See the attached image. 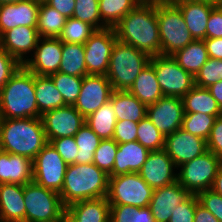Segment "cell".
Instances as JSON below:
<instances>
[{
  "label": "cell",
  "mask_w": 222,
  "mask_h": 222,
  "mask_svg": "<svg viewBox=\"0 0 222 222\" xmlns=\"http://www.w3.org/2000/svg\"><path fill=\"white\" fill-rule=\"evenodd\" d=\"M117 40L134 46L149 57L161 55L155 3H139L114 27Z\"/></svg>",
  "instance_id": "1"
},
{
  "label": "cell",
  "mask_w": 222,
  "mask_h": 222,
  "mask_svg": "<svg viewBox=\"0 0 222 222\" xmlns=\"http://www.w3.org/2000/svg\"><path fill=\"white\" fill-rule=\"evenodd\" d=\"M38 118L35 74L21 65L0 89V119Z\"/></svg>",
  "instance_id": "2"
},
{
  "label": "cell",
  "mask_w": 222,
  "mask_h": 222,
  "mask_svg": "<svg viewBox=\"0 0 222 222\" xmlns=\"http://www.w3.org/2000/svg\"><path fill=\"white\" fill-rule=\"evenodd\" d=\"M3 151L34 160L48 143L41 118L0 119Z\"/></svg>",
  "instance_id": "3"
},
{
  "label": "cell",
  "mask_w": 222,
  "mask_h": 222,
  "mask_svg": "<svg viewBox=\"0 0 222 222\" xmlns=\"http://www.w3.org/2000/svg\"><path fill=\"white\" fill-rule=\"evenodd\" d=\"M109 175L94 163L67 166L60 194L62 204L107 197Z\"/></svg>",
  "instance_id": "4"
},
{
  "label": "cell",
  "mask_w": 222,
  "mask_h": 222,
  "mask_svg": "<svg viewBox=\"0 0 222 222\" xmlns=\"http://www.w3.org/2000/svg\"><path fill=\"white\" fill-rule=\"evenodd\" d=\"M150 58L134 46L117 40L106 74L113 90H129L137 76L149 64Z\"/></svg>",
  "instance_id": "5"
},
{
  "label": "cell",
  "mask_w": 222,
  "mask_h": 222,
  "mask_svg": "<svg viewBox=\"0 0 222 222\" xmlns=\"http://www.w3.org/2000/svg\"><path fill=\"white\" fill-rule=\"evenodd\" d=\"M161 55L172 56L194 39L180 9L174 3H156Z\"/></svg>",
  "instance_id": "6"
},
{
  "label": "cell",
  "mask_w": 222,
  "mask_h": 222,
  "mask_svg": "<svg viewBox=\"0 0 222 222\" xmlns=\"http://www.w3.org/2000/svg\"><path fill=\"white\" fill-rule=\"evenodd\" d=\"M25 222H50L65 210L60 194L31 181L23 185Z\"/></svg>",
  "instance_id": "7"
},
{
  "label": "cell",
  "mask_w": 222,
  "mask_h": 222,
  "mask_svg": "<svg viewBox=\"0 0 222 222\" xmlns=\"http://www.w3.org/2000/svg\"><path fill=\"white\" fill-rule=\"evenodd\" d=\"M221 166V158L207 150L177 168V181L190 194H198L212 188Z\"/></svg>",
  "instance_id": "8"
},
{
  "label": "cell",
  "mask_w": 222,
  "mask_h": 222,
  "mask_svg": "<svg viewBox=\"0 0 222 222\" xmlns=\"http://www.w3.org/2000/svg\"><path fill=\"white\" fill-rule=\"evenodd\" d=\"M153 189L139 173H128L109 177L107 200L110 205L148 207Z\"/></svg>",
  "instance_id": "9"
},
{
  "label": "cell",
  "mask_w": 222,
  "mask_h": 222,
  "mask_svg": "<svg viewBox=\"0 0 222 222\" xmlns=\"http://www.w3.org/2000/svg\"><path fill=\"white\" fill-rule=\"evenodd\" d=\"M155 70L164 96L182 98L194 86V77L185 71L172 56L157 55L149 62Z\"/></svg>",
  "instance_id": "10"
},
{
  "label": "cell",
  "mask_w": 222,
  "mask_h": 222,
  "mask_svg": "<svg viewBox=\"0 0 222 222\" xmlns=\"http://www.w3.org/2000/svg\"><path fill=\"white\" fill-rule=\"evenodd\" d=\"M67 166L60 154L48 142L33 160V181L60 193Z\"/></svg>",
  "instance_id": "11"
},
{
  "label": "cell",
  "mask_w": 222,
  "mask_h": 222,
  "mask_svg": "<svg viewBox=\"0 0 222 222\" xmlns=\"http://www.w3.org/2000/svg\"><path fill=\"white\" fill-rule=\"evenodd\" d=\"M117 41L114 28L96 30L84 43L87 75H105Z\"/></svg>",
  "instance_id": "12"
},
{
  "label": "cell",
  "mask_w": 222,
  "mask_h": 222,
  "mask_svg": "<svg viewBox=\"0 0 222 222\" xmlns=\"http://www.w3.org/2000/svg\"><path fill=\"white\" fill-rule=\"evenodd\" d=\"M48 142L61 137H74L85 124V118L73 105H66L41 115Z\"/></svg>",
  "instance_id": "13"
},
{
  "label": "cell",
  "mask_w": 222,
  "mask_h": 222,
  "mask_svg": "<svg viewBox=\"0 0 222 222\" xmlns=\"http://www.w3.org/2000/svg\"><path fill=\"white\" fill-rule=\"evenodd\" d=\"M113 88L105 75L83 77L80 94L74 103L75 109L86 118L110 100Z\"/></svg>",
  "instance_id": "14"
},
{
  "label": "cell",
  "mask_w": 222,
  "mask_h": 222,
  "mask_svg": "<svg viewBox=\"0 0 222 222\" xmlns=\"http://www.w3.org/2000/svg\"><path fill=\"white\" fill-rule=\"evenodd\" d=\"M183 116L182 98L163 96L147 106V117L164 137L182 127Z\"/></svg>",
  "instance_id": "15"
},
{
  "label": "cell",
  "mask_w": 222,
  "mask_h": 222,
  "mask_svg": "<svg viewBox=\"0 0 222 222\" xmlns=\"http://www.w3.org/2000/svg\"><path fill=\"white\" fill-rule=\"evenodd\" d=\"M62 60V42L58 38L40 37L31 58L23 66L38 76L57 73Z\"/></svg>",
  "instance_id": "16"
},
{
  "label": "cell",
  "mask_w": 222,
  "mask_h": 222,
  "mask_svg": "<svg viewBox=\"0 0 222 222\" xmlns=\"http://www.w3.org/2000/svg\"><path fill=\"white\" fill-rule=\"evenodd\" d=\"M177 169L165 149L150 151L141 170L142 179L154 190L177 181Z\"/></svg>",
  "instance_id": "17"
},
{
  "label": "cell",
  "mask_w": 222,
  "mask_h": 222,
  "mask_svg": "<svg viewBox=\"0 0 222 222\" xmlns=\"http://www.w3.org/2000/svg\"><path fill=\"white\" fill-rule=\"evenodd\" d=\"M165 151L178 168L207 151L206 140L182 128L165 137Z\"/></svg>",
  "instance_id": "18"
},
{
  "label": "cell",
  "mask_w": 222,
  "mask_h": 222,
  "mask_svg": "<svg viewBox=\"0 0 222 222\" xmlns=\"http://www.w3.org/2000/svg\"><path fill=\"white\" fill-rule=\"evenodd\" d=\"M190 195L178 181L168 186L154 189L148 208L155 222H169L177 205L181 204Z\"/></svg>",
  "instance_id": "19"
},
{
  "label": "cell",
  "mask_w": 222,
  "mask_h": 222,
  "mask_svg": "<svg viewBox=\"0 0 222 222\" xmlns=\"http://www.w3.org/2000/svg\"><path fill=\"white\" fill-rule=\"evenodd\" d=\"M40 36L36 27L19 26L4 32L0 36V47L23 65L32 55ZM27 58V59H26Z\"/></svg>",
  "instance_id": "20"
},
{
  "label": "cell",
  "mask_w": 222,
  "mask_h": 222,
  "mask_svg": "<svg viewBox=\"0 0 222 222\" xmlns=\"http://www.w3.org/2000/svg\"><path fill=\"white\" fill-rule=\"evenodd\" d=\"M221 0H175L194 40L206 38L207 22L212 8Z\"/></svg>",
  "instance_id": "21"
},
{
  "label": "cell",
  "mask_w": 222,
  "mask_h": 222,
  "mask_svg": "<svg viewBox=\"0 0 222 222\" xmlns=\"http://www.w3.org/2000/svg\"><path fill=\"white\" fill-rule=\"evenodd\" d=\"M39 6L35 0L0 5V36L19 26L37 27Z\"/></svg>",
  "instance_id": "22"
},
{
  "label": "cell",
  "mask_w": 222,
  "mask_h": 222,
  "mask_svg": "<svg viewBox=\"0 0 222 222\" xmlns=\"http://www.w3.org/2000/svg\"><path fill=\"white\" fill-rule=\"evenodd\" d=\"M149 153L150 150L142 146L137 140L118 144L113 170L109 177L138 173Z\"/></svg>",
  "instance_id": "23"
},
{
  "label": "cell",
  "mask_w": 222,
  "mask_h": 222,
  "mask_svg": "<svg viewBox=\"0 0 222 222\" xmlns=\"http://www.w3.org/2000/svg\"><path fill=\"white\" fill-rule=\"evenodd\" d=\"M33 181V160L3 151L0 154V184L25 185Z\"/></svg>",
  "instance_id": "24"
},
{
  "label": "cell",
  "mask_w": 222,
  "mask_h": 222,
  "mask_svg": "<svg viewBox=\"0 0 222 222\" xmlns=\"http://www.w3.org/2000/svg\"><path fill=\"white\" fill-rule=\"evenodd\" d=\"M23 185L0 184V222H25Z\"/></svg>",
  "instance_id": "25"
},
{
  "label": "cell",
  "mask_w": 222,
  "mask_h": 222,
  "mask_svg": "<svg viewBox=\"0 0 222 222\" xmlns=\"http://www.w3.org/2000/svg\"><path fill=\"white\" fill-rule=\"evenodd\" d=\"M65 209L77 222H109L110 204L106 197L76 201Z\"/></svg>",
  "instance_id": "26"
},
{
  "label": "cell",
  "mask_w": 222,
  "mask_h": 222,
  "mask_svg": "<svg viewBox=\"0 0 222 222\" xmlns=\"http://www.w3.org/2000/svg\"><path fill=\"white\" fill-rule=\"evenodd\" d=\"M110 101L116 113L117 121L129 120L138 123L147 116V106L128 90H113Z\"/></svg>",
  "instance_id": "27"
},
{
  "label": "cell",
  "mask_w": 222,
  "mask_h": 222,
  "mask_svg": "<svg viewBox=\"0 0 222 222\" xmlns=\"http://www.w3.org/2000/svg\"><path fill=\"white\" fill-rule=\"evenodd\" d=\"M128 91L146 106L157 102L164 96L157 81L154 67L150 63L137 76Z\"/></svg>",
  "instance_id": "28"
},
{
  "label": "cell",
  "mask_w": 222,
  "mask_h": 222,
  "mask_svg": "<svg viewBox=\"0 0 222 222\" xmlns=\"http://www.w3.org/2000/svg\"><path fill=\"white\" fill-rule=\"evenodd\" d=\"M184 113L222 116V110L207 88L194 86L182 97Z\"/></svg>",
  "instance_id": "29"
},
{
  "label": "cell",
  "mask_w": 222,
  "mask_h": 222,
  "mask_svg": "<svg viewBox=\"0 0 222 222\" xmlns=\"http://www.w3.org/2000/svg\"><path fill=\"white\" fill-rule=\"evenodd\" d=\"M35 96L38 118L47 111L66 106L61 93L49 76L35 75Z\"/></svg>",
  "instance_id": "30"
},
{
  "label": "cell",
  "mask_w": 222,
  "mask_h": 222,
  "mask_svg": "<svg viewBox=\"0 0 222 222\" xmlns=\"http://www.w3.org/2000/svg\"><path fill=\"white\" fill-rule=\"evenodd\" d=\"M172 57L193 77L209 58L204 40H193L185 48L173 54Z\"/></svg>",
  "instance_id": "31"
},
{
  "label": "cell",
  "mask_w": 222,
  "mask_h": 222,
  "mask_svg": "<svg viewBox=\"0 0 222 222\" xmlns=\"http://www.w3.org/2000/svg\"><path fill=\"white\" fill-rule=\"evenodd\" d=\"M116 122V113L110 100L85 118V124L101 140L113 139Z\"/></svg>",
  "instance_id": "32"
},
{
  "label": "cell",
  "mask_w": 222,
  "mask_h": 222,
  "mask_svg": "<svg viewBox=\"0 0 222 222\" xmlns=\"http://www.w3.org/2000/svg\"><path fill=\"white\" fill-rule=\"evenodd\" d=\"M58 72L78 77L87 75L83 44L62 42V60Z\"/></svg>",
  "instance_id": "33"
},
{
  "label": "cell",
  "mask_w": 222,
  "mask_h": 222,
  "mask_svg": "<svg viewBox=\"0 0 222 222\" xmlns=\"http://www.w3.org/2000/svg\"><path fill=\"white\" fill-rule=\"evenodd\" d=\"M66 20L65 16L46 2H40L36 27L40 37L58 38Z\"/></svg>",
  "instance_id": "34"
},
{
  "label": "cell",
  "mask_w": 222,
  "mask_h": 222,
  "mask_svg": "<svg viewBox=\"0 0 222 222\" xmlns=\"http://www.w3.org/2000/svg\"><path fill=\"white\" fill-rule=\"evenodd\" d=\"M139 3L140 0H99L102 22L107 28H114Z\"/></svg>",
  "instance_id": "35"
},
{
  "label": "cell",
  "mask_w": 222,
  "mask_h": 222,
  "mask_svg": "<svg viewBox=\"0 0 222 222\" xmlns=\"http://www.w3.org/2000/svg\"><path fill=\"white\" fill-rule=\"evenodd\" d=\"M74 138L78 147V156L74 164L93 163L94 152L98 148L101 139L86 124L78 130Z\"/></svg>",
  "instance_id": "36"
},
{
  "label": "cell",
  "mask_w": 222,
  "mask_h": 222,
  "mask_svg": "<svg viewBox=\"0 0 222 222\" xmlns=\"http://www.w3.org/2000/svg\"><path fill=\"white\" fill-rule=\"evenodd\" d=\"M95 31L96 29L92 25L70 17L67 18L58 39L65 43H78L84 45Z\"/></svg>",
  "instance_id": "37"
},
{
  "label": "cell",
  "mask_w": 222,
  "mask_h": 222,
  "mask_svg": "<svg viewBox=\"0 0 222 222\" xmlns=\"http://www.w3.org/2000/svg\"><path fill=\"white\" fill-rule=\"evenodd\" d=\"M109 222H155L148 207L110 205Z\"/></svg>",
  "instance_id": "38"
},
{
  "label": "cell",
  "mask_w": 222,
  "mask_h": 222,
  "mask_svg": "<svg viewBox=\"0 0 222 222\" xmlns=\"http://www.w3.org/2000/svg\"><path fill=\"white\" fill-rule=\"evenodd\" d=\"M49 77L61 93L65 104L74 105L80 94L83 77L71 76L60 72L53 73Z\"/></svg>",
  "instance_id": "39"
},
{
  "label": "cell",
  "mask_w": 222,
  "mask_h": 222,
  "mask_svg": "<svg viewBox=\"0 0 222 222\" xmlns=\"http://www.w3.org/2000/svg\"><path fill=\"white\" fill-rule=\"evenodd\" d=\"M216 118L202 113H184L181 128L207 141Z\"/></svg>",
  "instance_id": "40"
},
{
  "label": "cell",
  "mask_w": 222,
  "mask_h": 222,
  "mask_svg": "<svg viewBox=\"0 0 222 222\" xmlns=\"http://www.w3.org/2000/svg\"><path fill=\"white\" fill-rule=\"evenodd\" d=\"M136 140L150 151L165 147V137L147 116L138 122Z\"/></svg>",
  "instance_id": "41"
},
{
  "label": "cell",
  "mask_w": 222,
  "mask_h": 222,
  "mask_svg": "<svg viewBox=\"0 0 222 222\" xmlns=\"http://www.w3.org/2000/svg\"><path fill=\"white\" fill-rule=\"evenodd\" d=\"M73 18L92 25L96 30L107 28L99 13V0H75Z\"/></svg>",
  "instance_id": "42"
},
{
  "label": "cell",
  "mask_w": 222,
  "mask_h": 222,
  "mask_svg": "<svg viewBox=\"0 0 222 222\" xmlns=\"http://www.w3.org/2000/svg\"><path fill=\"white\" fill-rule=\"evenodd\" d=\"M117 149L118 143L114 139L101 140L94 152L93 163L109 175L113 170Z\"/></svg>",
  "instance_id": "43"
},
{
  "label": "cell",
  "mask_w": 222,
  "mask_h": 222,
  "mask_svg": "<svg viewBox=\"0 0 222 222\" xmlns=\"http://www.w3.org/2000/svg\"><path fill=\"white\" fill-rule=\"evenodd\" d=\"M222 80V60L208 58L194 77L195 86L208 88Z\"/></svg>",
  "instance_id": "44"
},
{
  "label": "cell",
  "mask_w": 222,
  "mask_h": 222,
  "mask_svg": "<svg viewBox=\"0 0 222 222\" xmlns=\"http://www.w3.org/2000/svg\"><path fill=\"white\" fill-rule=\"evenodd\" d=\"M49 143L60 154L67 165L74 164L78 156V147L74 137H61Z\"/></svg>",
  "instance_id": "45"
},
{
  "label": "cell",
  "mask_w": 222,
  "mask_h": 222,
  "mask_svg": "<svg viewBox=\"0 0 222 222\" xmlns=\"http://www.w3.org/2000/svg\"><path fill=\"white\" fill-rule=\"evenodd\" d=\"M199 203L197 194H191L173 211L169 222H194L196 205Z\"/></svg>",
  "instance_id": "46"
},
{
  "label": "cell",
  "mask_w": 222,
  "mask_h": 222,
  "mask_svg": "<svg viewBox=\"0 0 222 222\" xmlns=\"http://www.w3.org/2000/svg\"><path fill=\"white\" fill-rule=\"evenodd\" d=\"M197 197L199 203L222 222V196L215 193L212 189H208L199 192Z\"/></svg>",
  "instance_id": "47"
},
{
  "label": "cell",
  "mask_w": 222,
  "mask_h": 222,
  "mask_svg": "<svg viewBox=\"0 0 222 222\" xmlns=\"http://www.w3.org/2000/svg\"><path fill=\"white\" fill-rule=\"evenodd\" d=\"M138 123L122 120L117 121L114 129L113 139L118 143H127L136 141Z\"/></svg>",
  "instance_id": "48"
},
{
  "label": "cell",
  "mask_w": 222,
  "mask_h": 222,
  "mask_svg": "<svg viewBox=\"0 0 222 222\" xmlns=\"http://www.w3.org/2000/svg\"><path fill=\"white\" fill-rule=\"evenodd\" d=\"M21 64L2 47H0V89L11 76L18 70Z\"/></svg>",
  "instance_id": "49"
},
{
  "label": "cell",
  "mask_w": 222,
  "mask_h": 222,
  "mask_svg": "<svg viewBox=\"0 0 222 222\" xmlns=\"http://www.w3.org/2000/svg\"><path fill=\"white\" fill-rule=\"evenodd\" d=\"M206 38H222V1H219L211 10Z\"/></svg>",
  "instance_id": "50"
},
{
  "label": "cell",
  "mask_w": 222,
  "mask_h": 222,
  "mask_svg": "<svg viewBox=\"0 0 222 222\" xmlns=\"http://www.w3.org/2000/svg\"><path fill=\"white\" fill-rule=\"evenodd\" d=\"M207 150L213 152L219 158L222 157V116L216 118L209 138L207 139Z\"/></svg>",
  "instance_id": "51"
},
{
  "label": "cell",
  "mask_w": 222,
  "mask_h": 222,
  "mask_svg": "<svg viewBox=\"0 0 222 222\" xmlns=\"http://www.w3.org/2000/svg\"><path fill=\"white\" fill-rule=\"evenodd\" d=\"M46 3L66 18L73 16V11L76 5L75 0H47Z\"/></svg>",
  "instance_id": "52"
},
{
  "label": "cell",
  "mask_w": 222,
  "mask_h": 222,
  "mask_svg": "<svg viewBox=\"0 0 222 222\" xmlns=\"http://www.w3.org/2000/svg\"><path fill=\"white\" fill-rule=\"evenodd\" d=\"M204 43L210 58L222 60V38H205Z\"/></svg>",
  "instance_id": "53"
},
{
  "label": "cell",
  "mask_w": 222,
  "mask_h": 222,
  "mask_svg": "<svg viewBox=\"0 0 222 222\" xmlns=\"http://www.w3.org/2000/svg\"><path fill=\"white\" fill-rule=\"evenodd\" d=\"M194 222H220L210 211L203 205H196Z\"/></svg>",
  "instance_id": "54"
},
{
  "label": "cell",
  "mask_w": 222,
  "mask_h": 222,
  "mask_svg": "<svg viewBox=\"0 0 222 222\" xmlns=\"http://www.w3.org/2000/svg\"><path fill=\"white\" fill-rule=\"evenodd\" d=\"M222 110V80L207 88Z\"/></svg>",
  "instance_id": "55"
},
{
  "label": "cell",
  "mask_w": 222,
  "mask_h": 222,
  "mask_svg": "<svg viewBox=\"0 0 222 222\" xmlns=\"http://www.w3.org/2000/svg\"><path fill=\"white\" fill-rule=\"evenodd\" d=\"M211 189L222 196V166L219 168Z\"/></svg>",
  "instance_id": "56"
},
{
  "label": "cell",
  "mask_w": 222,
  "mask_h": 222,
  "mask_svg": "<svg viewBox=\"0 0 222 222\" xmlns=\"http://www.w3.org/2000/svg\"><path fill=\"white\" fill-rule=\"evenodd\" d=\"M60 222H77V220L65 209L60 214Z\"/></svg>",
  "instance_id": "57"
},
{
  "label": "cell",
  "mask_w": 222,
  "mask_h": 222,
  "mask_svg": "<svg viewBox=\"0 0 222 222\" xmlns=\"http://www.w3.org/2000/svg\"><path fill=\"white\" fill-rule=\"evenodd\" d=\"M175 0H140V3H173Z\"/></svg>",
  "instance_id": "58"
},
{
  "label": "cell",
  "mask_w": 222,
  "mask_h": 222,
  "mask_svg": "<svg viewBox=\"0 0 222 222\" xmlns=\"http://www.w3.org/2000/svg\"><path fill=\"white\" fill-rule=\"evenodd\" d=\"M22 0H0V5L2 4H9V3H16Z\"/></svg>",
  "instance_id": "59"
},
{
  "label": "cell",
  "mask_w": 222,
  "mask_h": 222,
  "mask_svg": "<svg viewBox=\"0 0 222 222\" xmlns=\"http://www.w3.org/2000/svg\"><path fill=\"white\" fill-rule=\"evenodd\" d=\"M50 222H60V216H59V218H58V219L53 220V221H50Z\"/></svg>",
  "instance_id": "60"
},
{
  "label": "cell",
  "mask_w": 222,
  "mask_h": 222,
  "mask_svg": "<svg viewBox=\"0 0 222 222\" xmlns=\"http://www.w3.org/2000/svg\"><path fill=\"white\" fill-rule=\"evenodd\" d=\"M3 152V148H2V145H1V142H0V154Z\"/></svg>",
  "instance_id": "61"
},
{
  "label": "cell",
  "mask_w": 222,
  "mask_h": 222,
  "mask_svg": "<svg viewBox=\"0 0 222 222\" xmlns=\"http://www.w3.org/2000/svg\"><path fill=\"white\" fill-rule=\"evenodd\" d=\"M35 1H38V2H46L47 0H35Z\"/></svg>",
  "instance_id": "62"
}]
</instances>
